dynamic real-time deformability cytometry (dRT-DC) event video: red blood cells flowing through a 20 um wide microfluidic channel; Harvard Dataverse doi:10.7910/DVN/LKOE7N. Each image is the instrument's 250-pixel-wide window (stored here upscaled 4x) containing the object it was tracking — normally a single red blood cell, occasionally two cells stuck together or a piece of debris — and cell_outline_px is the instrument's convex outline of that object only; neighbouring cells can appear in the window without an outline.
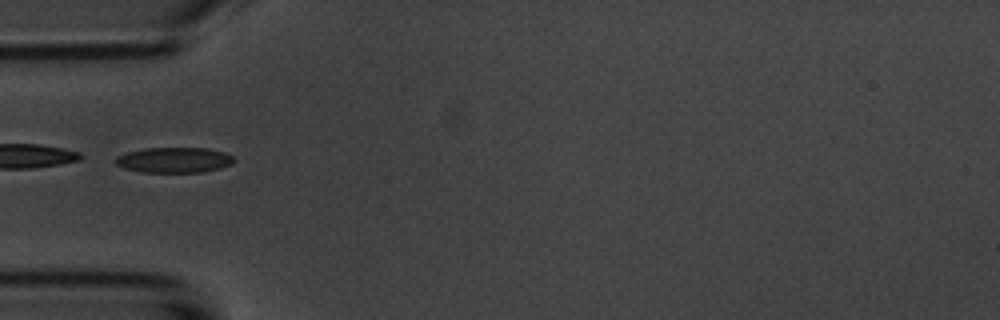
{"species": "common noctule bat (a hibernating species)", "species_latin": "Nyctalus noctula", "temperature_condition": "room temperature", "stored_images_in_passage": 3, "camera_frame_rate_fps": 3000, "um_per_image_px": 0.085, "animal": {"sex": "male", "body_mass_g": 20.1, "forearm_length_mm": 53.5}, "frame": {"image": 1, "passage_image": 1, "time_ms": 0.0, "image_size_px": [1000, 320], "cell_outline_px": [[236, 160], [232, 164], [220, 168], [204, 172], [140, 172], [124, 168], [116, 164], [112, 160], [116, 156], [128, 152], [144, 148], [208, 148], [224, 152], [232, 156]], "centroid_in_image_um": [14.79, 13.6], "position_along_channel_um": 70.2, "area_um2": 17.69}}
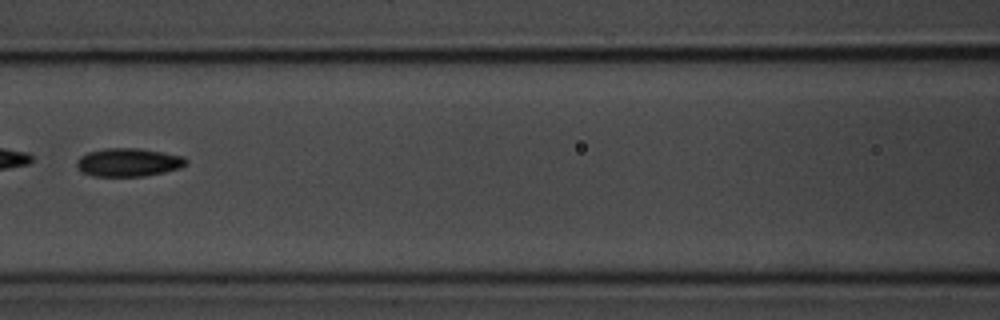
{"frame": {"image": 2, "passage_image": 3, "time_ms": 2.333, "image_size_px": [1000, 320], "cell_outline_px": [[188, 164], [180, 168], [164, 172], [144, 176], [92, 176], [80, 172], [76, 164], [76, 160], [80, 156], [88, 152], [104, 148], [140, 148], [184, 156], [188, 160]], "centroid_in_image_um": [10.91, 13.8], "position_along_channel_um": 155.7, "area_um2": 18.26}}